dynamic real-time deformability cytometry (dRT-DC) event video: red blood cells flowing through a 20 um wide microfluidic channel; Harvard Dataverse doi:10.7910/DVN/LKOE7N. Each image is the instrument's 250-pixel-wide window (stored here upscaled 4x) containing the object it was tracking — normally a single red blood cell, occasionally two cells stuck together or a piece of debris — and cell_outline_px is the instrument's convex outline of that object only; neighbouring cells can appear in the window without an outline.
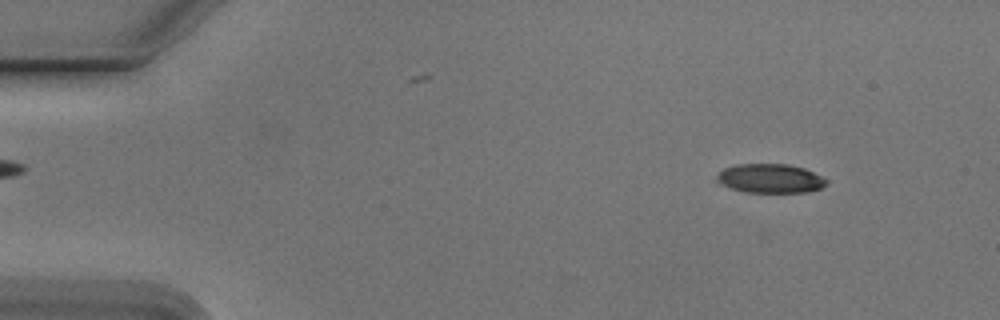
{"species": "Egyptian fruit bat (a non-hibernating species)", "species_latin": "Rousettus aegyptiacus", "temperature_condition": "cold", "stored_images_in_passage": 23, "camera_frame_rate_fps": 3000, "um_per_image_px": 0.085, "animal": {"sex": "male"}, "frame": {"image": 1, "passage_image": 6, "time_ms": 1.667, "image_size_px": [1000, 320], "cell_outline_px": [[828, 184], [820, 188], [804, 192], [744, 192], [716, 184], [712, 180], [724, 168], [736, 164], [788, 164], [804, 168], [828, 180]], "centroid_in_image_um": [65.39, 15.17], "position_along_channel_um": 19.6, "area_um2": 18.79}}
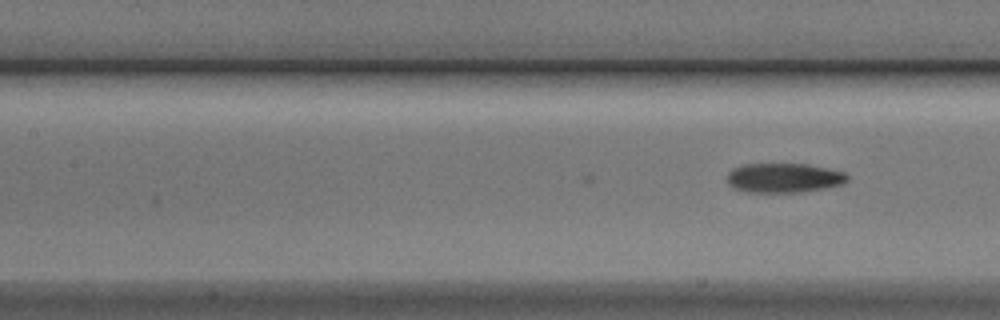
{"frame": {"image": 2, "passage_image": 23, "time_ms": 7.333, "image_size_px": [1000, 320], "cell_outline_px": [[848, 180], [844, 184], [800, 192], [744, 192], [732, 188], [728, 184], [728, 172], [732, 168], [744, 164], [804, 164], [844, 172], [848, 176]], "centroid_in_image_um": [66.58, 15.12], "position_along_channel_um": 140.8, "area_um2": 20.58}}